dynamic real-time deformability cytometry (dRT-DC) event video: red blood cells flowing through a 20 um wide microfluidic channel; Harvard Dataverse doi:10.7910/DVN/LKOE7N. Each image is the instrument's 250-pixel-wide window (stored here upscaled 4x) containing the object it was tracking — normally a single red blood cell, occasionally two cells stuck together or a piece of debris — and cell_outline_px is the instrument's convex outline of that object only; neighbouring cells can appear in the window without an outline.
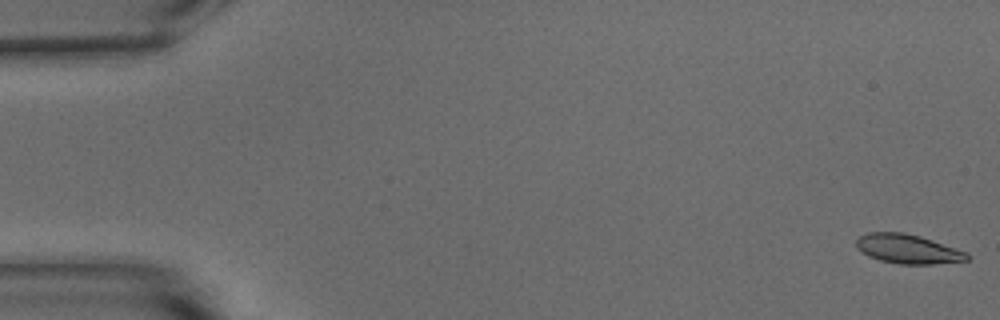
{"species": "common noctule bat (a hibernating species)", "species_latin": "Nyctalus noctula", "temperature_condition": "warm", "stored_images_in_passage": 54, "camera_frame_rate_fps": 3000, "um_per_image_px": 0.085, "animal": {"sex": "male", "body_mass_g": 15.6}, "frame": {"image": 1, "passage_image": 1, "time_ms": 0.0, "image_size_px": [1000, 320], "cell_outline_px": [[972, 256], [968, 260], [932, 264], [900, 264], [880, 260], [868, 256], [860, 252], [856, 248], [856, 240], [860, 236], [868, 232], [904, 232], [920, 236], [968, 252]], "centroid_in_image_um": [77.16, 21.16], "position_along_channel_um": 7.8, "area_um2": 19.02}}
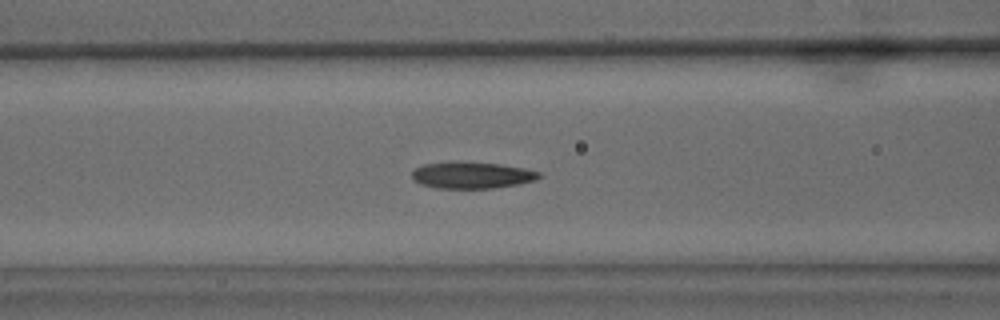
{"frame": {"image": 2, "passage_image": 22, "time_ms": 7.0, "image_size_px": [1000, 320], "cell_outline_px": [[540, 176], [536, 180], [520, 184], [492, 188], [436, 188], [420, 184], [412, 180], [412, 172], [416, 168], [424, 164], [452, 160], [460, 160], [500, 164], [524, 168], [540, 172]], "centroid_in_image_um": [40.07, 14.87], "position_along_channel_um": 126.5, "area_um2": 20.11}}
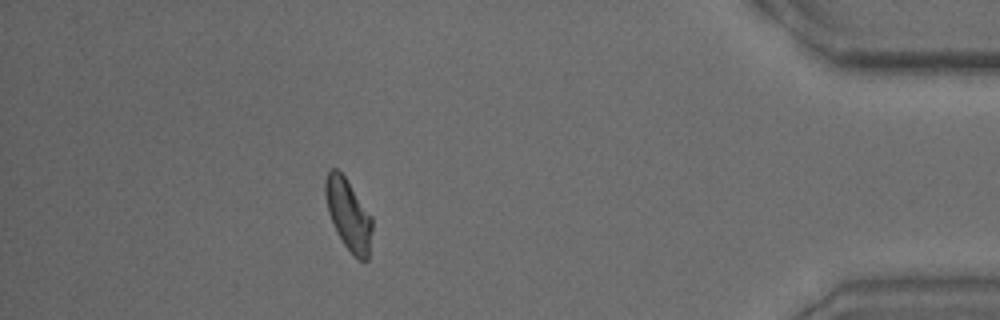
{"frame": {"image": 3, "passage_image": 48, "time_ms": 15.667, "image_size_px": [1000, 320], "cell_outline_px": [[372, 228], [368, 260], [360, 260], [352, 256], [344, 244], [328, 212], [324, 192], [324, 180], [328, 172], [332, 168], [336, 168], [344, 176], [372, 216]], "centroid_in_image_um": [29.61, 18.24], "position_along_channel_um": 405.6, "area_um2": 19.19}, "authors_computed_cell_mechanics": {"area_um2": 19.5364, "velocity_mm_per_s": 3.7748, "shape_relaxation_time_tau1_ms": 5.5587, "shape_relaxation_time_tau2_ms": 2.9823, "deformation_change_tau1": 0.1701, "deformation_change_tau2": 0.1023}}